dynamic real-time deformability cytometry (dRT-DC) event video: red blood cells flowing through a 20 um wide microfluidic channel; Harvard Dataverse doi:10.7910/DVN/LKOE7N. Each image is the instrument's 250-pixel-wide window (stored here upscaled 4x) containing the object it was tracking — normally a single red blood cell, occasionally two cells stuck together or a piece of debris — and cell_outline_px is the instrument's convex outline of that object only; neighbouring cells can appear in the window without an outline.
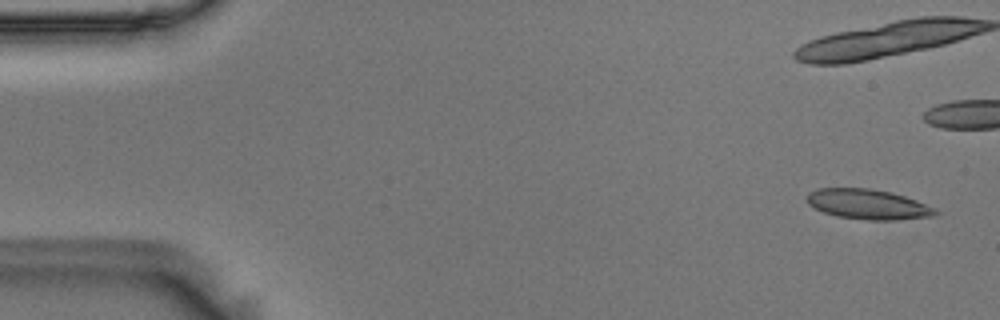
{"species": "Egyptian fruit bat (a non-hibernating species)", "species_latin": "Rousettus aegyptiacus", "temperature_condition": "room temperature", "stored_images_in_passage": 10, "camera_frame_rate_fps": 3000, "um_per_image_px": 0.085, "animal": {"sex": "male"}, "frame": {"image": 1, "passage_image": 2, "time_ms": 0.333, "image_size_px": [1000, 320], "cell_outline_px": [[940, 212], [936, 216], [896, 220], [868, 220], [836, 216], [824, 212], [808, 204], [808, 192], [816, 188], [872, 188], [892, 192], [916, 200], [936, 208]], "centroid_in_image_um": [73.82, 17.36], "position_along_channel_um": 11.2, "area_um2": 22.66}}